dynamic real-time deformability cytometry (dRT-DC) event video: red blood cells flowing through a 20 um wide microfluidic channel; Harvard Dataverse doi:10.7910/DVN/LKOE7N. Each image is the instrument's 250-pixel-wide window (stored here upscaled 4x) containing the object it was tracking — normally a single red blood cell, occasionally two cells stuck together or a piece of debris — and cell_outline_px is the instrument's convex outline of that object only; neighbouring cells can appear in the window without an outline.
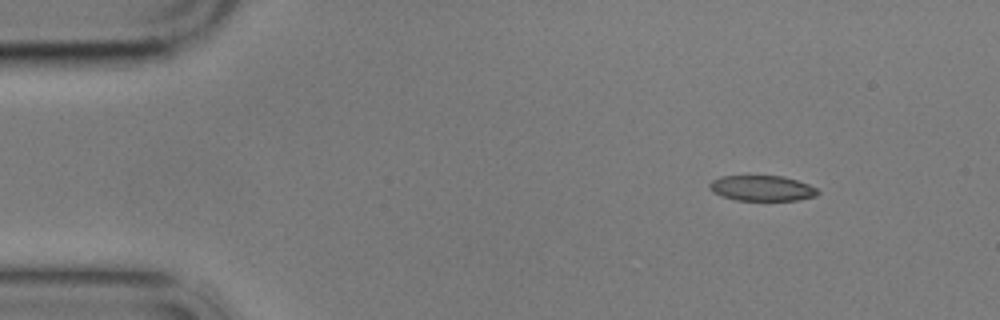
{"species": "common noctule bat (a hibernating species)", "species_latin": "Nyctalus noctula", "temperature_condition": "cold", "stored_images_in_passage": 4, "camera_frame_rate_fps": 3000, "um_per_image_px": 0.085, "animal": {"sex": "male", "body_mass_g": 17.9}, "frame": {"image": 1, "passage_image": 1, "time_ms": 0.0, "image_size_px": [1000, 320], "cell_outline_px": [[820, 192], [816, 196], [796, 200], [736, 200], [720, 196], [712, 192], [708, 188], [708, 184], [712, 180], [720, 176], [784, 176], [808, 184], [816, 188]], "centroid_in_image_um": [64.73, 16.0], "position_along_channel_um": 20.3, "area_um2": 16.13}}
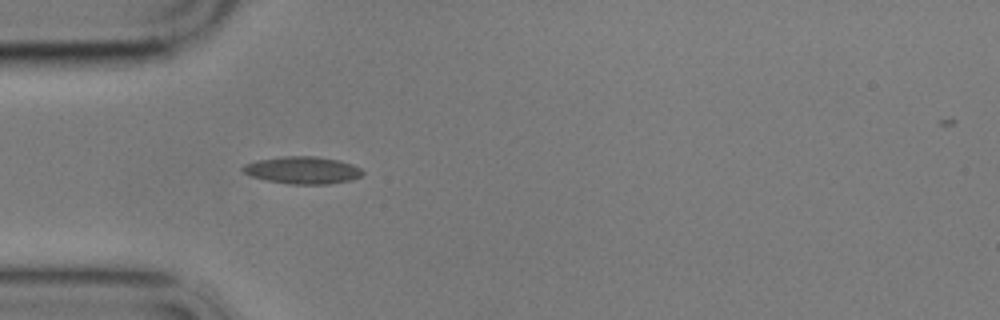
{"frame": {"image": 2, "passage_image": 4, "time_ms": 3.333, "image_size_px": [1000, 320], "cell_outline_px": [[364, 172], [360, 176], [352, 180], [328, 184], [288, 184], [268, 180], [252, 176], [244, 172], [240, 168], [244, 164], [256, 160], [284, 156], [316, 156], [340, 160], [352, 164], [360, 168]], "centroid_in_image_um": [25.73, 14.46], "position_along_channel_um": 59.3, "area_um2": 19.07}}